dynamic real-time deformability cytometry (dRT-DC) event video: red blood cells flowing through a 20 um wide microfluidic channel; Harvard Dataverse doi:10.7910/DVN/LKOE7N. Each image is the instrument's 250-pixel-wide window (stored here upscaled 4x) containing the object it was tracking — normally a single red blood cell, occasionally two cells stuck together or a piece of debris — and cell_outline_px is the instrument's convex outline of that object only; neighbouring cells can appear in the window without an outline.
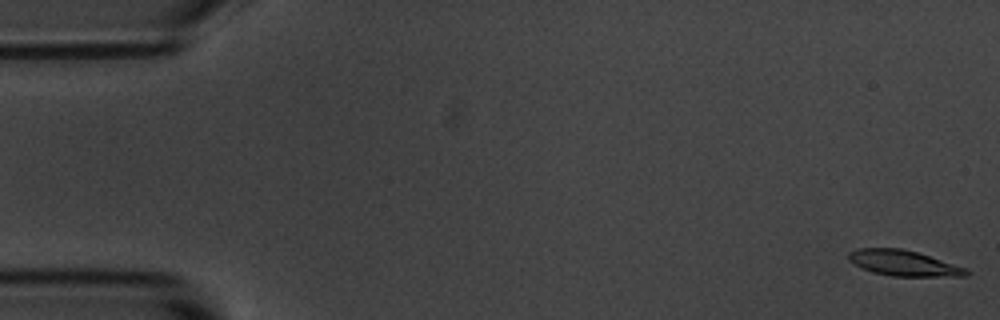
{"species": "common noctule bat (a hibernating species)", "species_latin": "Nyctalus noctula", "temperature_condition": "room temperature", "stored_images_in_passage": 4, "camera_frame_rate_fps": 3000, "um_per_image_px": 0.085, "animal": {"sex": "male", "body_mass_g": 20.1, "forearm_length_mm": 53.5}, "frame": {"image": 1, "passage_image": 1, "time_ms": 0.0, "image_size_px": [1000, 320], "cell_outline_px": [[972, 272], [968, 276], [892, 276], [872, 272], [848, 260], [848, 252], [856, 248], [900, 248], [916, 252], [968, 268]], "centroid_in_image_um": [76.84, 22.36], "position_along_channel_um": 8.2, "area_um2": 17.51}}
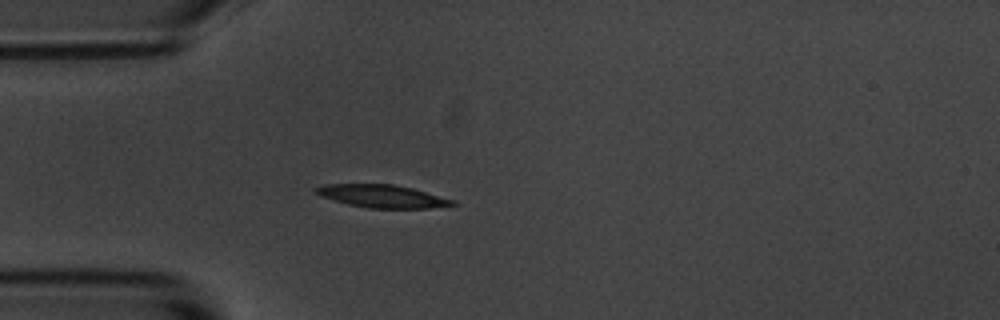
{"frame": {"image": 2, "passage_image": 4, "time_ms": 4.667, "image_size_px": [1000, 320], "cell_outline_px": [[460, 204], [428, 208], [368, 208], [348, 204], [320, 196], [312, 188], [324, 184], [392, 184], [412, 188], [456, 200]], "centroid_in_image_um": [32.51, 16.67], "position_along_channel_um": 52.5, "area_um2": 18.21}}